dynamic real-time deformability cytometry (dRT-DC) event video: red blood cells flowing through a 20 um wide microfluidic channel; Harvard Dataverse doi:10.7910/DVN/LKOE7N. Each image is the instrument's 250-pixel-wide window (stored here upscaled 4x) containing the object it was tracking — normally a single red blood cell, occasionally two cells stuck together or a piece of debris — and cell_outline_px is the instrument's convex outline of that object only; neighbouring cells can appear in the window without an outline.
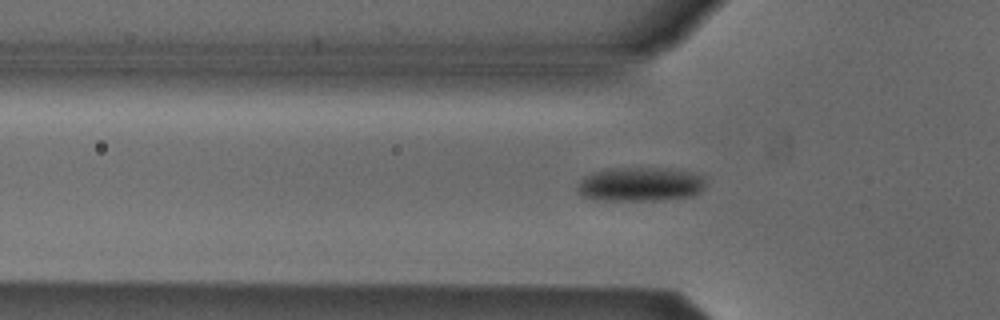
{"species": "Egyptian fruit bat (a non-hibernating species)", "species_latin": "Rousettus aegyptiacus", "temperature_condition": "cold", "stored_images_in_passage": 51, "camera_frame_rate_fps": 3000, "um_per_image_px": 0.085, "animal": {"sex": "male"}, "frame": {"image": 1, "passage_image": 14, "time_ms": 4.333, "image_size_px": [1000, 320], "cell_outline_px": [[704, 188], [700, 192], [692, 196], [664, 200], [592, 200], [584, 196], [580, 192], [580, 180], [584, 176], [604, 168], [652, 168], [688, 172], [704, 176]], "centroid_in_image_um": [54.42, 15.67], "position_along_channel_um": 71.4, "area_um2": 25.26}}
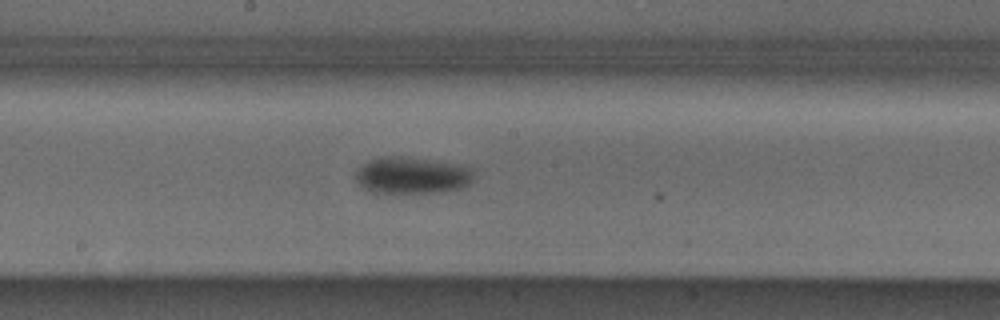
{"frame": {"image": 2, "passage_image": 25, "time_ms": 8.0, "image_size_px": [1000, 320], "cell_outline_px": [[472, 184], [464, 188], [444, 192], [372, 192], [360, 188], [356, 180], [356, 168], [368, 160], [384, 156], [400, 156], [432, 160], [456, 164], [472, 168]], "centroid_in_image_um": [35.0, 14.91], "position_along_channel_um": 213.2, "area_um2": 25.55}}
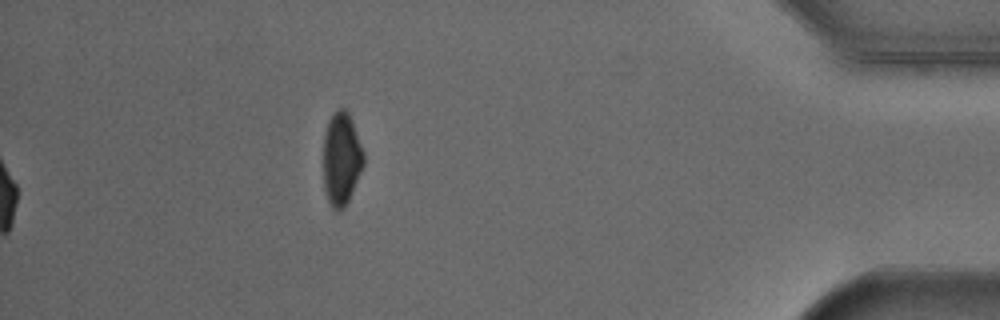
{"frame": {"image": 3, "passage_image": 51, "time_ms": 16.667, "image_size_px": [1000, 320], "cell_outline_px": [[364, 164], [348, 200], [344, 208], [340, 212], [332, 208], [328, 200], [324, 188], [324, 132], [328, 120], [332, 112], [336, 108], [344, 108], [348, 112], [364, 152]], "centroid_in_image_um": [29.01, 13.47], "position_along_channel_um": 406.2, "area_um2": 21.79}, "authors_computed_cell_mechanics": {"area_um2": 23.0622, "velocity_mm_per_s": 3.8642, "shape_relaxation_time_tau1_ms": 8.1267, "shape_relaxation_time_tau2_ms": null, "deformation_change_tau1": 0.133, "deformation_change_tau2": null}}